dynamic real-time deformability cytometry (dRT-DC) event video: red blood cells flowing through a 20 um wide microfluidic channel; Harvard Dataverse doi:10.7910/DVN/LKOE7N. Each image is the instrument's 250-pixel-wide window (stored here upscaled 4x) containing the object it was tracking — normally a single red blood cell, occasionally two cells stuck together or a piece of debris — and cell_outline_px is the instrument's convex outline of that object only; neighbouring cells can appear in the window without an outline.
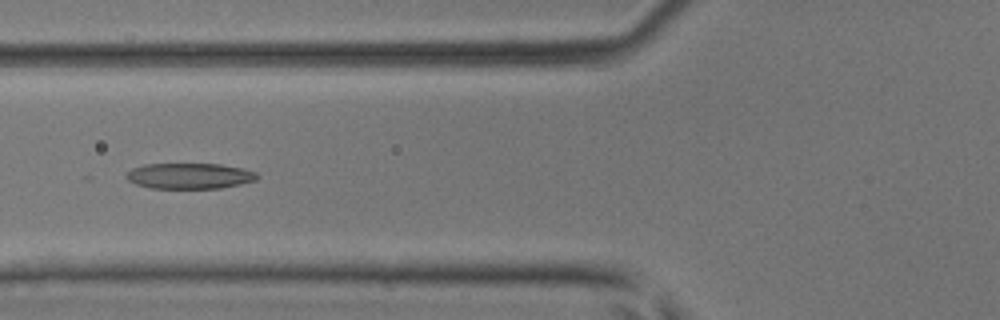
{"species": "common noctule bat (a hibernating species)", "species_latin": "Nyctalus noctula", "temperature_condition": "room temperature", "stored_images_in_passage": 44, "camera_frame_rate_fps": 3000, "um_per_image_px": 0.085, "animal": {"sex": "male", "body_mass_g": 17.9, "forearm_length_mm": 54.2}, "frame": {"image": 1, "passage_image": 15, "time_ms": 4.667, "image_size_px": [1000, 320], "cell_outline_px": [[260, 176], [256, 180], [240, 184], [220, 188], [152, 188], [136, 184], [128, 180], [124, 176], [132, 168], [144, 164], [220, 164], [244, 168], [256, 172]], "centroid_in_image_um": [16.13, 14.95], "position_along_channel_um": 109.7, "area_um2": 19.65}}
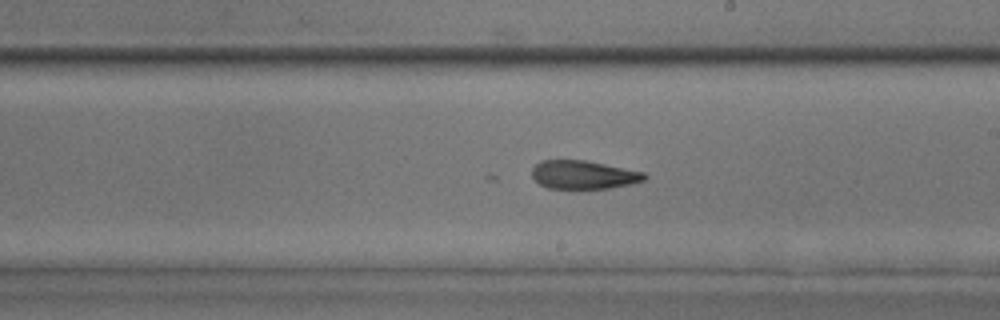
{"frame": {"image": 2, "passage_image": 24, "time_ms": 7.667, "image_size_px": [1000, 320], "cell_outline_px": [[648, 176], [644, 180], [632, 184], [608, 188], [548, 188], [540, 184], [532, 176], [532, 168], [540, 160], [584, 160], [644, 172]], "centroid_in_image_um": [49.59, 14.85], "position_along_channel_um": 239.4, "area_um2": 18.5}}
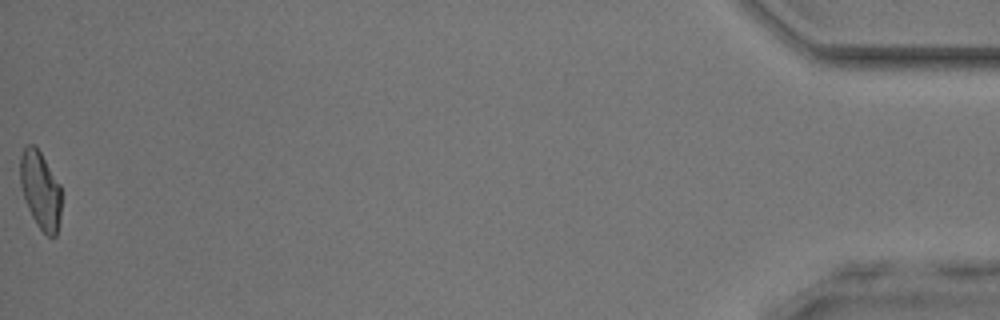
{"frame": {"image": 3, "passage_image": 44, "time_ms": 14.333, "image_size_px": [1000, 320], "cell_outline_px": [[60, 220], [56, 236], [48, 236], [36, 224], [24, 200], [20, 184], [20, 156], [24, 148], [28, 144], [32, 144], [40, 152], [60, 184]], "centroid_in_image_um": [3.42, 16.17], "position_along_channel_um": 431.8, "area_um2": 18.5}}